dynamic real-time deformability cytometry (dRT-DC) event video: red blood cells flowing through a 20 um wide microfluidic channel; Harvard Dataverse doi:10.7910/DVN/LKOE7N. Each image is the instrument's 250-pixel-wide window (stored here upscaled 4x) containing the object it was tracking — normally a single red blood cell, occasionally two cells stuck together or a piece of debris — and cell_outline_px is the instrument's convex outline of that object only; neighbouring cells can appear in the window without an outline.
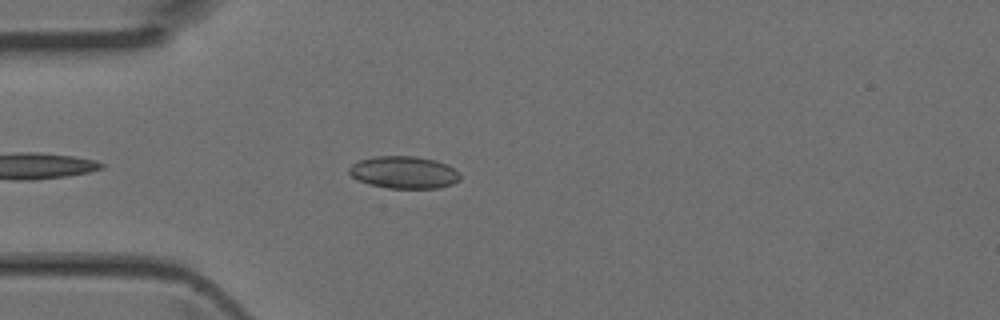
{"species": "Egyptian fruit bat (a non-hibernating species)", "species_latin": "Rousettus aegyptiacus", "temperature_condition": "room temperature", "stored_images_in_passage": 24, "camera_frame_rate_fps": 3000, "um_per_image_px": 0.085, "animal": {"sex": "female"}, "frame": {"image": 1, "passage_image": 4, "time_ms": 1.0, "image_size_px": [1000, 320], "cell_outline_px": [[460, 180], [452, 184], [440, 188], [388, 188], [368, 184], [356, 180], [348, 172], [348, 168], [352, 164], [360, 160], [376, 156], [416, 156], [436, 160], [452, 168], [460, 176]], "centroid_in_image_um": [34.29, 14.65], "position_along_channel_um": 50.7, "area_um2": 20.87}}
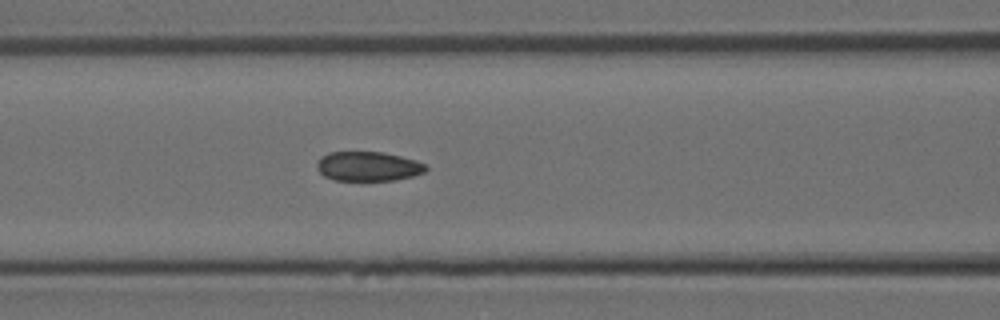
{"frame": {"image": 2, "passage_image": 10, "time_ms": 3.0, "image_size_px": [1000, 320], "cell_outline_px": [[428, 168], [424, 172], [412, 176], [396, 180], [336, 180], [324, 176], [316, 168], [316, 160], [320, 156], [328, 152], [384, 152], [416, 160], [424, 164]], "centroid_in_image_um": [31.25, 14.13], "position_along_channel_um": 135.3, "area_um2": 18.79}}
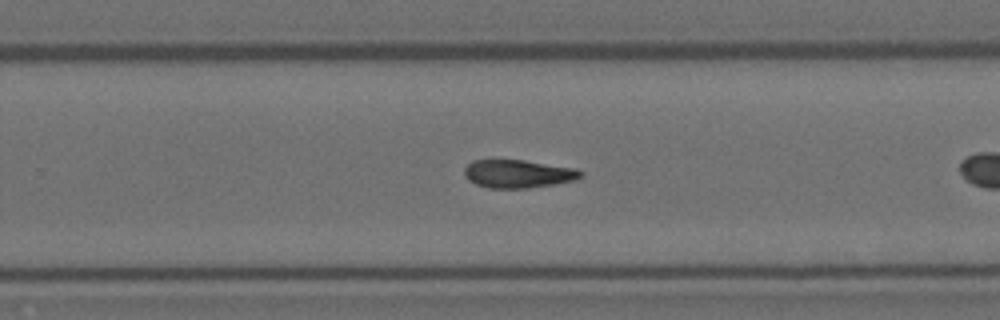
{"frame": {"image": 3, "passage_image": 17, "time_ms": 5.333, "image_size_px": [1000, 320], "cell_outline_px": [[584, 176], [572, 180], [556, 184], [528, 188], [488, 188], [476, 184], [468, 180], [464, 172], [464, 168], [472, 160], [524, 160], [576, 168], [584, 172]], "centroid_in_image_um": [44.05, 14.77], "position_along_channel_um": 285.7, "area_um2": 19.13}}